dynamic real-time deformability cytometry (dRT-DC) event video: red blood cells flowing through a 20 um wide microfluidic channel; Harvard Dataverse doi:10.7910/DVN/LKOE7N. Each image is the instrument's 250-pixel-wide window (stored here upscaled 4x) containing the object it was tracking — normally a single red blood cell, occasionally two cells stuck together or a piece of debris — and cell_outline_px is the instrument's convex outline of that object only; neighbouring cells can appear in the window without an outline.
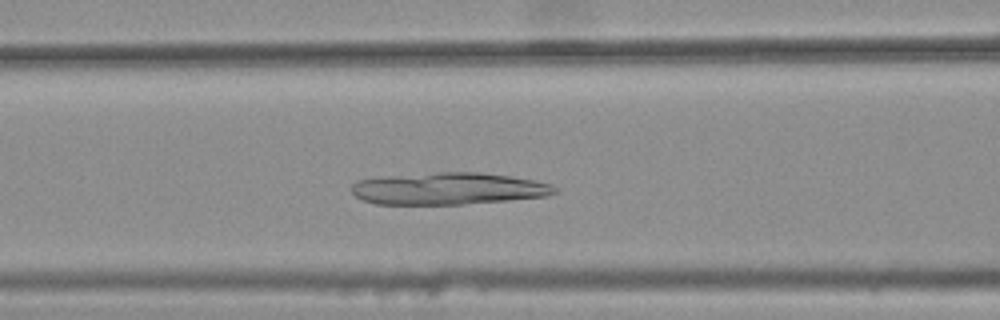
{"species": "common noctule bat (a hibernating species)", "species_latin": "Nyctalus noctula", "temperature_condition": "warm", "stored_images_in_passage": 40, "camera_frame_rate_fps": 3000, "um_per_image_px": 0.085, "animal": {"sex": "female", "body_mass_g": 25.1}, "frame": {"image": 1, "passage_image": 18, "time_ms": 5.667, "image_size_px": [1000, 320], "cell_outline_px": [[560, 192], [548, 196], [508, 200], [464, 204], [376, 204], [364, 200], [356, 196], [352, 192], [352, 184], [356, 180], [392, 176], [440, 172], [480, 172], [512, 176], [552, 184]], "centroid_in_image_um": [38.17, 16.03], "position_along_channel_um": 128.4, "area_um2": 37.8}}
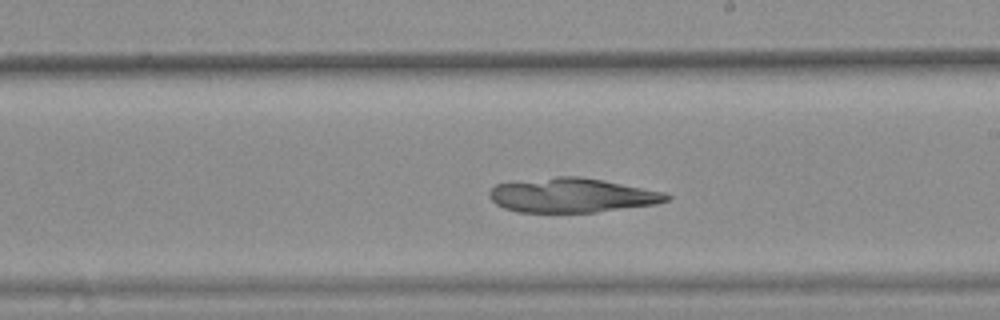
{"frame": {"image": 2, "passage_image": 27, "time_ms": 8.667, "image_size_px": [1000, 320], "cell_outline_px": [[672, 196], [668, 200], [656, 204], [596, 212], [520, 212], [504, 208], [496, 204], [488, 196], [488, 192], [496, 184], [556, 176], [580, 176], [604, 180], [664, 192]], "centroid_in_image_um": [48.62, 16.6], "position_along_channel_um": 240.4, "area_um2": 35.43}}
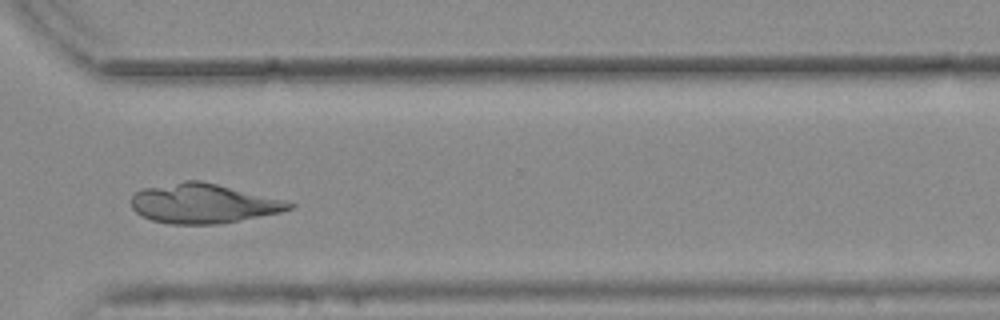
{"frame": {"image": 3, "passage_image": 36, "time_ms": 11.667, "image_size_px": [1000, 320], "cell_outline_px": [[296, 204], [292, 208], [280, 212], [220, 224], [172, 224], [152, 220], [136, 212], [132, 208], [132, 196], [136, 192], [144, 188], [184, 180], [200, 180], [284, 200]], "centroid_in_image_um": [17.26, 17.29], "position_along_channel_um": 353.3, "area_um2": 36.07}}